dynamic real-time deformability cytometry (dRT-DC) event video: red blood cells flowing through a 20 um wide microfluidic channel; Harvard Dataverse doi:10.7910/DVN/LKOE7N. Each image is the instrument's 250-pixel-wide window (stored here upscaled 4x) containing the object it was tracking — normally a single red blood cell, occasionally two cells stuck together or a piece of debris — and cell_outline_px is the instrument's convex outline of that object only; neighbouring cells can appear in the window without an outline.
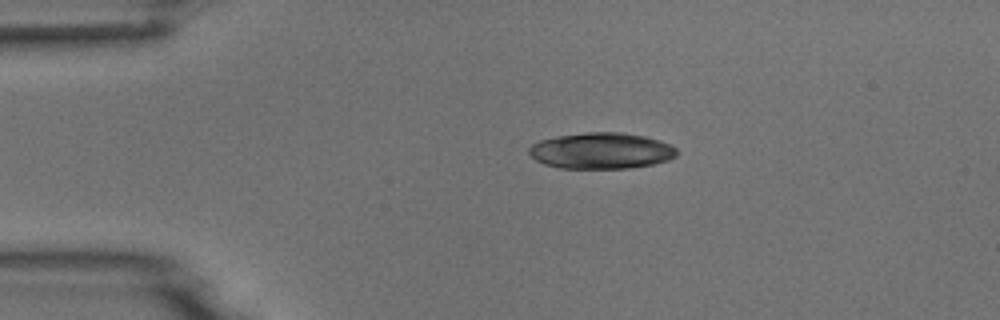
{"species": "common noctule bat (a hibernating species)", "species_latin": "Nyctalus noctula", "temperature_condition": "room temperature", "stored_images_in_passage": 2, "camera_frame_rate_fps": 3000, "um_per_image_px": 0.085, "animal": {"sex": "male", "body_mass_g": 18.8}, "frame": {"image": 1, "passage_image": 1, "time_ms": 0.0, "image_size_px": [1000, 320], "cell_outline_px": [[676, 156], [668, 160], [652, 164], [632, 168], [560, 168], [544, 164], [536, 160], [528, 152], [528, 148], [532, 144], [540, 140], [556, 136], [588, 132], [624, 132], [644, 136], [660, 140], [676, 148]], "centroid_in_image_um": [51.09, 12.81], "position_along_channel_um": 33.9, "area_um2": 31.15}}